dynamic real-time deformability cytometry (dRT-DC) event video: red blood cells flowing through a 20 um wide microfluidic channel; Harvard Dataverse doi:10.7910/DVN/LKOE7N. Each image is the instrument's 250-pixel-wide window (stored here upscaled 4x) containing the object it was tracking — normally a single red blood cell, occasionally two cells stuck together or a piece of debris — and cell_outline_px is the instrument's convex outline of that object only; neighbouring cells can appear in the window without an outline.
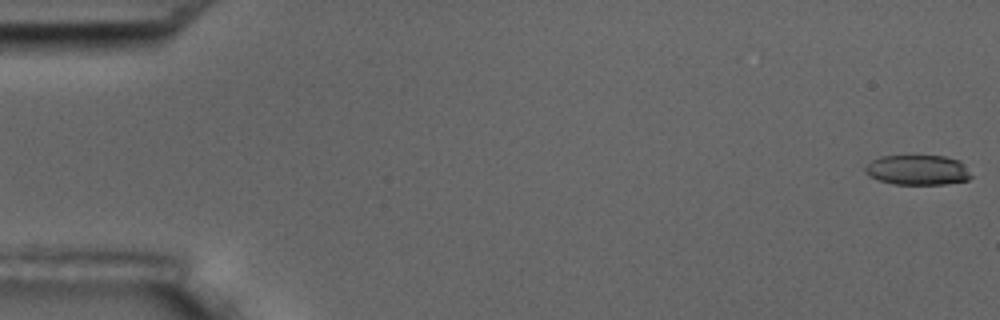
{"species": "common noctule bat (a hibernating species)", "species_latin": "Nyctalus noctula", "temperature_condition": "room temperature", "stored_images_in_passage": 16, "camera_frame_rate_fps": 3000, "um_per_image_px": 0.085, "animal": {"sex": "male", "body_mass_g": 17.5, "forearm_length_mm": 52.3}, "frame": {"image": 1, "passage_image": 1, "time_ms": 0.0, "image_size_px": [1000, 320], "cell_outline_px": [[972, 176], [968, 180], [944, 184], [896, 184], [880, 180], [868, 176], [864, 172], [864, 168], [872, 160], [880, 156], [944, 156], [960, 160]], "centroid_in_image_um": [77.99, 14.44], "position_along_channel_um": 7.0, "area_um2": 18.44}}
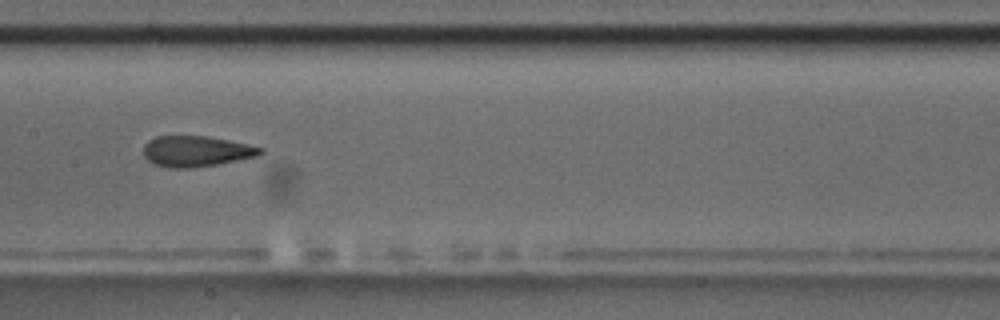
{"frame": {"image": 2, "passage_image": 9, "time_ms": 9.333, "image_size_px": [1000, 320], "cell_outline_px": [[264, 152], [256, 156], [216, 164], [192, 168], [168, 168], [156, 164], [148, 160], [144, 156], [144, 144], [148, 140], [156, 136], [208, 136], [228, 140], [264, 148]], "centroid_in_image_um": [16.65, 12.85], "position_along_channel_um": 190.7, "area_um2": 20.81}}
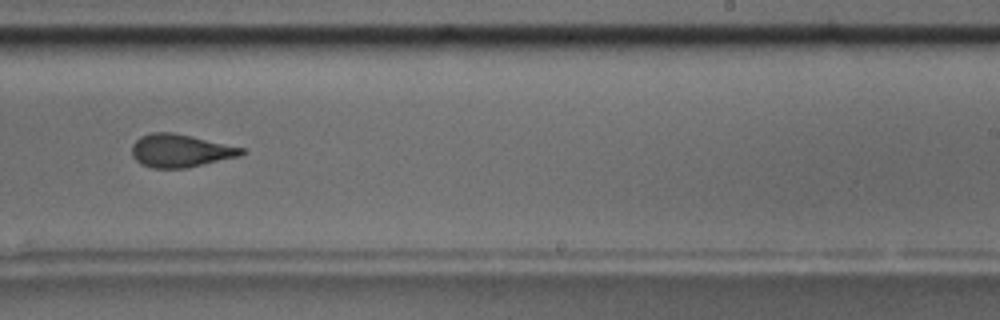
{"frame": {"image": 3, "passage_image": 11, "time_ms": 11.667, "image_size_px": [1000, 320], "cell_outline_px": [[244, 152], [240, 156], [184, 168], [152, 168], [140, 164], [132, 156], [132, 144], [140, 136], [152, 132], [172, 132], [192, 136], [244, 148]], "centroid_in_image_um": [15.29, 12.8], "position_along_channel_um": 273.7, "area_um2": 20.98}, "authors_computed_cell_mechanics": {"area_um2": 21.2993, "velocity_mm_per_s": 3.5622, "shape_relaxation_time_tau1_ms": 6.0153, "shape_relaxation_time_tau2_ms": 1.3038, "deformation_change_tau1": 0.1666, "deformation_change_tau2": 0.0712}}